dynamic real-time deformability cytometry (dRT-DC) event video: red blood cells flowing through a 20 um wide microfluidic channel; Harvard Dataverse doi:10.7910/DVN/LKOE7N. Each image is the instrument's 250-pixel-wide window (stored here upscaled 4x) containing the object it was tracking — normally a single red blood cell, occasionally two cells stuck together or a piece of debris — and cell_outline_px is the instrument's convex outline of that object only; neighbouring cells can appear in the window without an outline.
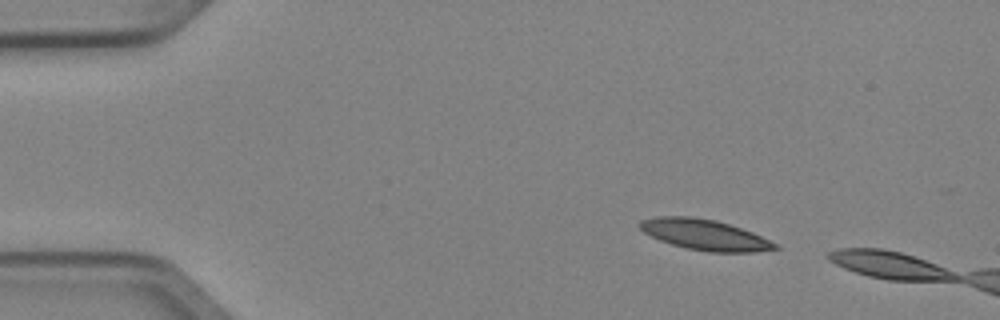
{"species": "Egyptian fruit bat (a non-hibernating species)", "species_latin": "Rousettus aegyptiacus", "temperature_condition": "cold", "stored_images_in_passage": 2, "camera_frame_rate_fps": 3000, "um_per_image_px": 0.085, "animal": {"sex": "female"}, "frame": {"image": 1, "passage_image": 1, "time_ms": 0.0, "image_size_px": [1000, 320], "cell_outline_px": [[780, 248], [756, 252], [708, 252], [688, 248], [672, 244], [660, 240], [644, 232], [640, 228], [640, 220], [660, 216], [688, 216], [716, 220], [752, 232], [776, 244]], "centroid_in_image_um": [59.9, 19.95], "position_along_channel_um": 25.1, "area_um2": 23.76}}